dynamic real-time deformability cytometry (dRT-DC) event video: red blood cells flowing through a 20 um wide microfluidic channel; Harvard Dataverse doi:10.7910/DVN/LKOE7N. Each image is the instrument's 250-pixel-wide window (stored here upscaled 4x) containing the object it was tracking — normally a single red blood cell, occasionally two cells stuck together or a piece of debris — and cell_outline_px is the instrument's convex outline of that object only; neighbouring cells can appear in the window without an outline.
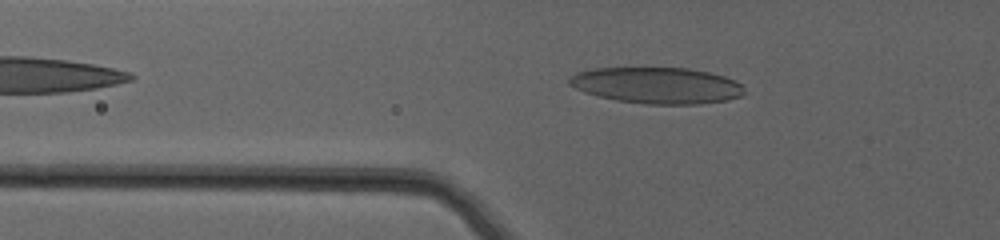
{"species": "human", "species_latin": "Homo sapiens", "temperature_condition": "warm", "stored_images_in_passage": 49, "camera_frame_rate_fps": 3000, "um_per_image_px": 0.085, "donor": {"sex": "female"}, "frame": {"image": 1, "passage_image": 10, "time_ms": 3.0, "image_size_px": [1000, 240], "cell_outline_px": [[744, 92], [740, 96], [728, 100], [700, 104], [644, 104], [616, 100], [596, 96], [584, 92], [568, 84], [568, 80], [576, 72], [592, 68], [688, 68], [708, 72], [724, 76], [740, 84], [744, 88]], "centroid_in_image_um": [55.81, 7.26], "position_along_channel_um": 70.0, "area_um2": 36.99}}
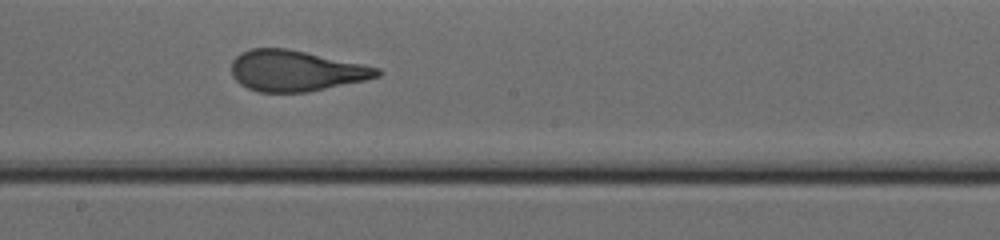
{"frame": {"image": 2, "passage_image": 27, "time_ms": 8.667, "image_size_px": [1000, 240], "cell_outline_px": [[384, 72], [380, 76], [364, 80], [308, 92], [260, 92], [248, 88], [240, 84], [232, 76], [232, 60], [240, 52], [252, 48], [288, 48], [364, 64], [380, 68]], "centroid_in_image_um": [25.15, 6.01], "position_along_channel_um": 223.1, "area_um2": 34.8}}
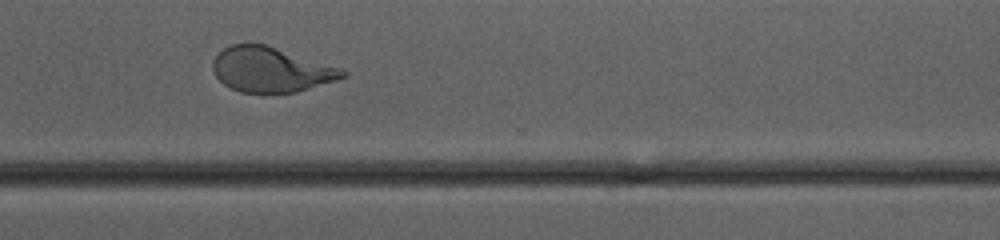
{"frame": {"image": 3, "passage_image": 40, "time_ms": 13.0, "image_size_px": [1000, 240], "cell_outline_px": [[348, 72], [344, 76], [336, 80], [296, 92], [268, 96], [240, 92], [224, 84], [216, 76], [212, 68], [212, 60], [224, 48], [232, 44], [264, 44], [344, 68]], "centroid_in_image_um": [23.03, 5.96], "position_along_channel_um": 347.6, "area_um2": 34.51}, "authors_computed_cell_mechanics": {"area_um2": 35.4314, "velocity_mm_per_s": 2.8818, "shape_relaxation_time_tau1_ms": 10.1929, "shape_relaxation_time_tau2_ms": null, "deformation_change_tau1": 0.2695, "deformation_change_tau2": null}}